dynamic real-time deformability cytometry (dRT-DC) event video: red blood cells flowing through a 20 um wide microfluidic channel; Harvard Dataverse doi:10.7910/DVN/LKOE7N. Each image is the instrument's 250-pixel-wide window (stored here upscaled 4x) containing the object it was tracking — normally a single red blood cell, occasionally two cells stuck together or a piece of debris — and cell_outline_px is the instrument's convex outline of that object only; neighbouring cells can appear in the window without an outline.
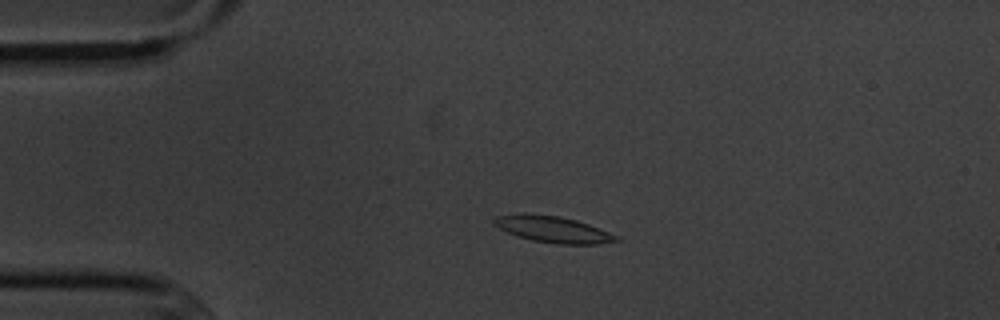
{"species": "common noctule bat (a hibernating species)", "species_latin": "Nyctalus noctula", "temperature_condition": "cold", "stored_images_in_passage": 3, "camera_frame_rate_fps": 3000, "um_per_image_px": 0.085, "animal": {"sex": "male", "body_mass_g": 20.1, "forearm_length_mm": 53.5}, "frame": {"image": 1, "passage_image": 2, "time_ms": 2.0, "image_size_px": [1000, 320], "cell_outline_px": [[620, 240], [600, 244], [560, 244], [532, 240], [516, 236], [492, 224], [492, 220], [496, 216], [524, 212], [560, 216], [576, 220], [588, 224], [620, 236]], "centroid_in_image_um": [46.99, 19.48], "position_along_channel_um": 38.0, "area_um2": 18.96}}